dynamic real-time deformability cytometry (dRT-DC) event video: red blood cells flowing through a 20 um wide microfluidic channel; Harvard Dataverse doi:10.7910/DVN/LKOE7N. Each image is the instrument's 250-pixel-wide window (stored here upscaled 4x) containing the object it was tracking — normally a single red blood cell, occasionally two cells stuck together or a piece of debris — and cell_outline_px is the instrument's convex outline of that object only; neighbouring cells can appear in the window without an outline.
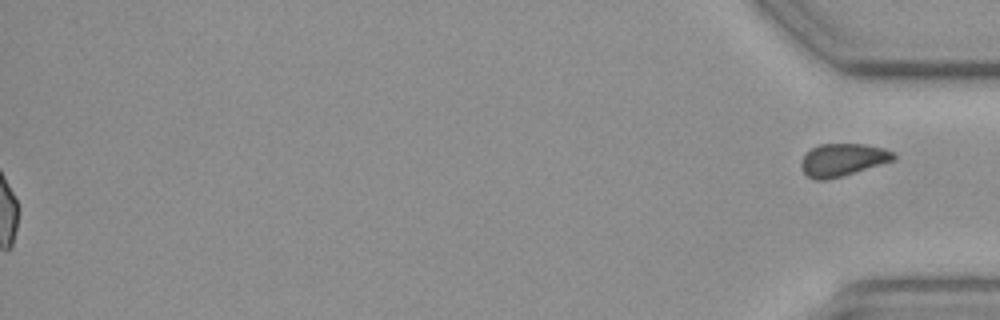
{"species": "common noctule bat (a hibernating species)", "species_latin": "Nyctalus noctula", "temperature_condition": "cold", "stored_images_in_passage": 49, "segment_of_instrument_passage": [2, 2], "camera_frame_rate_fps": 3000, "um_per_image_px": 0.085, "animal": {"sex": "female", "body_mass_g": 19.3, "forearm_length_mm": 54.1}, "frame": {"image": 1, "passage_image": 49, "time_ms": 16.0, "image_size_px": [1000, 320], "cell_outline_px": [[896, 160], [828, 180], [816, 180], [808, 176], [804, 172], [800, 164], [800, 160], [812, 148], [820, 144], [864, 144], [884, 148], [892, 152], [896, 156]], "centroid_in_image_um": [71.64, 13.59], "position_along_channel_um": 363.6, "area_um2": 17.51}}